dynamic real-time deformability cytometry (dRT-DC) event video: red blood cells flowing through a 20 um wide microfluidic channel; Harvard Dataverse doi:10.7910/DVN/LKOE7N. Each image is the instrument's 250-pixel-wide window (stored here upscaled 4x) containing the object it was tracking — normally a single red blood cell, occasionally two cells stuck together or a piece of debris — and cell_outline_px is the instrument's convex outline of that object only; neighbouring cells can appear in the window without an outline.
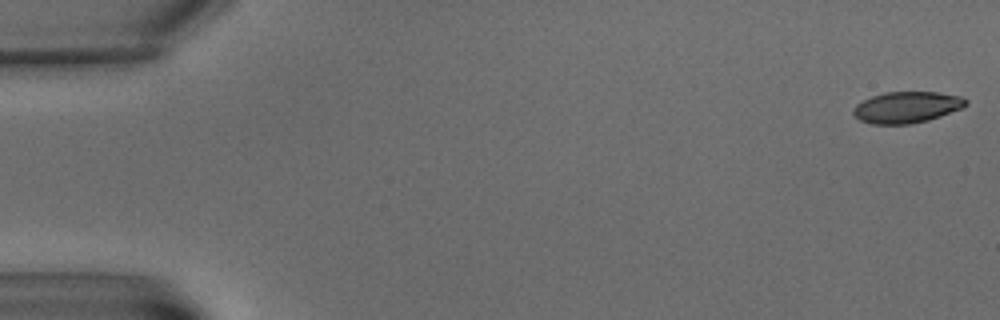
{"species": "common noctule bat (a hibernating species)", "species_latin": "Nyctalus noctula", "temperature_condition": "warm", "stored_images_in_passage": 7, "camera_frame_rate_fps": 3000, "um_per_image_px": 0.085, "animal": {"sex": "male", "body_mass_g": 15.6}, "frame": {"image": 1, "passage_image": 1, "time_ms": 0.0, "image_size_px": [1000, 320], "cell_outline_px": [[968, 104], [964, 108], [928, 120], [908, 124], [872, 124], [860, 120], [852, 112], [852, 108], [856, 104], [872, 96], [884, 92], [936, 92], [960, 96], [968, 100]], "centroid_in_image_um": [77.09, 9.11], "position_along_channel_um": 7.9, "area_um2": 20.58}}
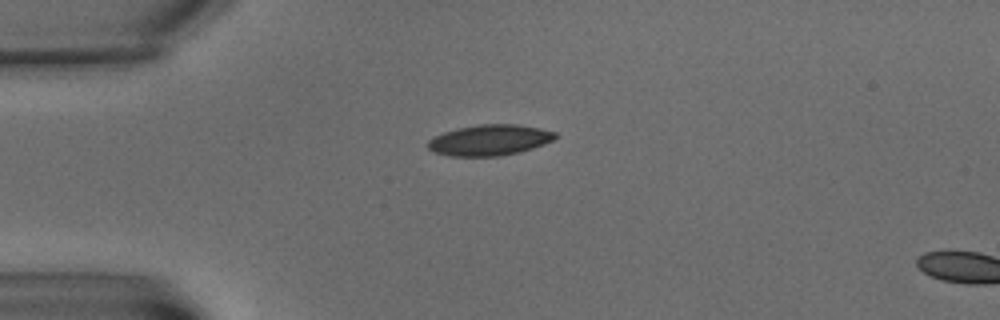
{"frame": {"image": 2, "passage_image": 6, "time_ms": 5.667, "image_size_px": [1000, 320], "cell_outline_px": [[556, 136], [552, 140], [544, 144], [520, 152], [500, 156], [448, 156], [436, 152], [428, 148], [428, 140], [444, 132], [456, 128], [480, 124], [516, 124], [540, 128], [556, 132]], "centroid_in_image_um": [41.62, 11.9], "position_along_channel_um": 43.4, "area_um2": 22.77}}